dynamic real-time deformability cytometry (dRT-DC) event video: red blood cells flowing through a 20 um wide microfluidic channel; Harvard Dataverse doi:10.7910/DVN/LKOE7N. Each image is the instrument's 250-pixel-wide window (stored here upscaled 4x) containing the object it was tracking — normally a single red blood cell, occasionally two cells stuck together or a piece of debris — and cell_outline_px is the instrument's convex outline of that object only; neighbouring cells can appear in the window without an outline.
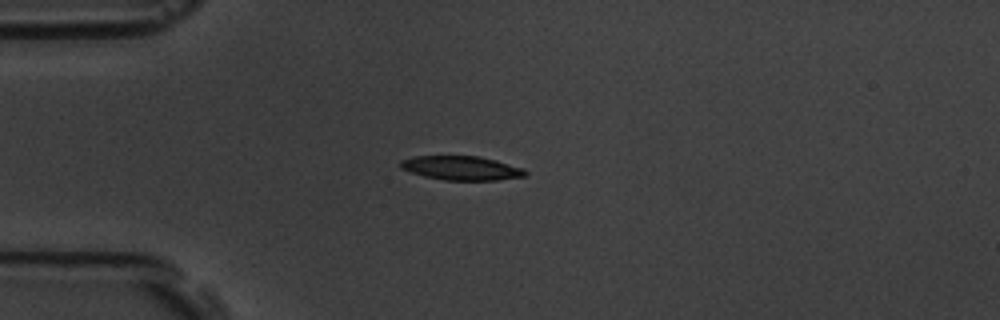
{"species": "common noctule bat (a hibernating species)", "species_latin": "Nyctalus noctula", "temperature_condition": "room temperature", "stored_images_in_passage": 6, "camera_frame_rate_fps": 3000, "um_per_image_px": 0.085, "animal": {"sex": "male", "body_mass_g": 19.5, "forearm_length_mm": 54.6}, "frame": {"image": 1, "passage_image": 4, "time_ms": 3.667, "image_size_px": [1000, 320], "cell_outline_px": [[528, 172], [524, 176], [496, 180], [444, 180], [424, 176], [400, 168], [400, 160], [416, 156], [480, 156], [496, 160], [524, 168]], "centroid_in_image_um": [39.23, 14.28], "position_along_channel_um": 45.8, "area_um2": 17.46}}
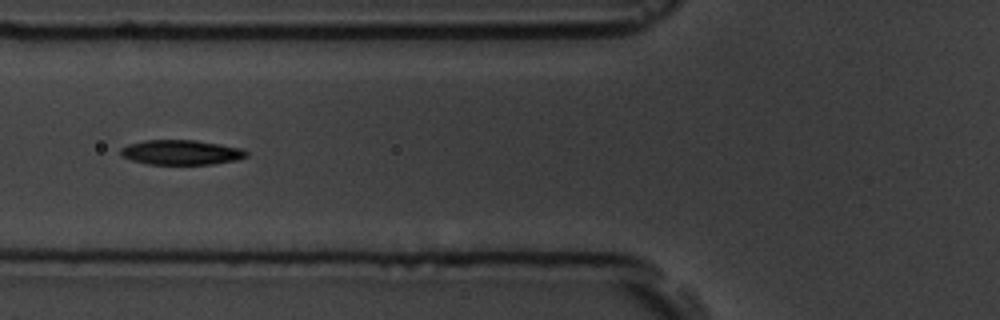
{"frame": {"image": 2, "passage_image": 6, "time_ms": 6.0, "image_size_px": [1000, 320], "cell_outline_px": [[248, 156], [236, 160], [212, 164], [148, 164], [132, 160], [120, 156], [120, 148], [128, 144], [144, 140], [196, 140], [244, 148], [248, 152]], "centroid_in_image_um": [15.4, 12.94], "position_along_channel_um": 110.4, "area_um2": 18.32}}